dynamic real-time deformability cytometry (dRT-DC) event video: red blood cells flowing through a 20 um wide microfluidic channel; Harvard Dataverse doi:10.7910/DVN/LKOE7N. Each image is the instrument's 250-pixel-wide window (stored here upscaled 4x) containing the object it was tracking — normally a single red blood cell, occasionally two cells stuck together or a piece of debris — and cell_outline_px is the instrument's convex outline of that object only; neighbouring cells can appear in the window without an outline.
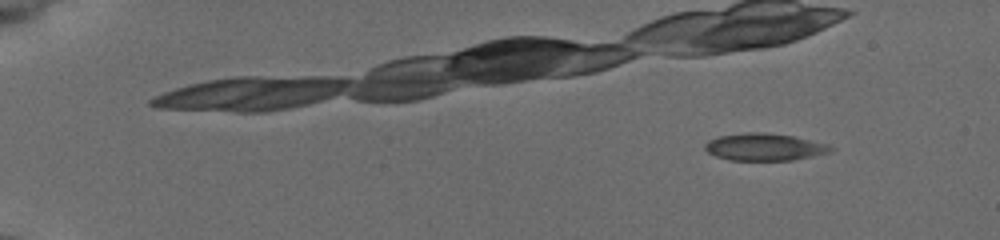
{"species": "common noctule bat (a hibernating species)", "species_latin": "Nyctalus noctula", "temperature_condition": "cold", "stored_images_in_passage": 44, "camera_frame_rate_fps": 3000, "um_per_image_px": 0.085, "animal": {"sex": "female", "body_mass_g": 19.5, "forearm_length_mm": 54.1}, "frame": {"image": 1, "passage_image": 7, "time_ms": 2.0, "image_size_px": [1000, 240], "cell_outline_px": [[836, 148], [832, 152], [792, 160], [728, 160], [716, 156], [708, 152], [704, 148], [704, 144], [708, 140], [720, 136], [744, 132], [764, 132], [792, 136], [828, 144]], "centroid_in_image_um": [64.98, 12.49], "position_along_channel_um": 20.0, "area_um2": 20.0}}